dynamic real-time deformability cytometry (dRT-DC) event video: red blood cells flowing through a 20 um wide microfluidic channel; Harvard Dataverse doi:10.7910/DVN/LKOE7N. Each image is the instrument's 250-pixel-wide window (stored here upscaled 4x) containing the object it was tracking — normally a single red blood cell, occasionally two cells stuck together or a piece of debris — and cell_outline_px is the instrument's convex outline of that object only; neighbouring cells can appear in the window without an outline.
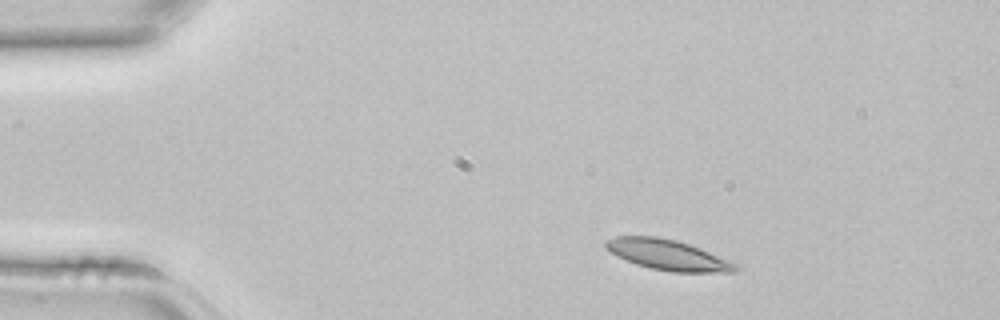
{"species": "common noctule bat (a hibernating species)", "species_latin": "Nyctalus noctula", "temperature_condition": "room temperature", "stored_images_in_passage": 2, "camera_frame_rate_fps": 3000, "um_per_image_px": 0.085, "animal": {"sex": "female", "body_mass_g": 22.7, "forearm_length_mm": 54.2}, "frame": {"image": 1, "passage_image": 1, "time_ms": 0.0, "image_size_px": [1000, 320], "cell_outline_px": [[740, 268], [732, 272], [672, 272], [652, 268], [636, 264], [604, 248], [604, 240], [616, 236], [656, 236], [676, 240], [700, 248], [740, 264]], "centroid_in_image_um": [56.8, 21.66], "position_along_channel_um": 28.2, "area_um2": 22.95}}
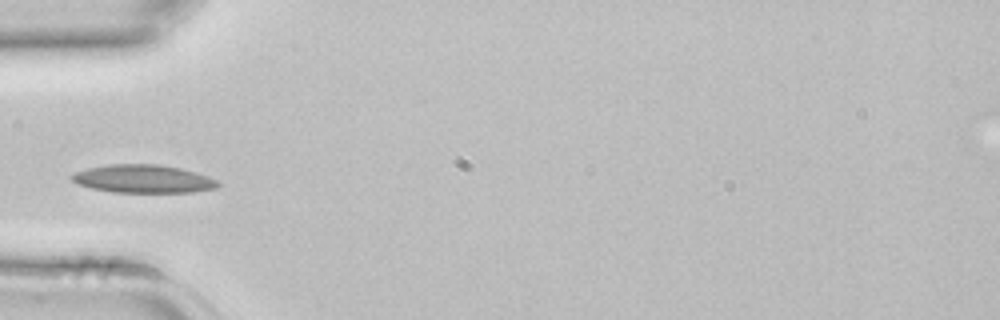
{"frame": {"image": 2, "passage_image": 2, "time_ms": 0.333, "image_size_px": [1000, 320], "cell_outline_px": [[220, 184], [216, 188], [192, 192], [112, 192], [92, 188], [80, 184], [72, 180], [68, 176], [76, 172], [88, 168], [108, 164], [160, 164], [180, 168], [196, 172], [208, 176], [216, 180]], "centroid_in_image_um": [12.18, 15.19], "position_along_channel_um": 72.8, "area_um2": 23.87}}